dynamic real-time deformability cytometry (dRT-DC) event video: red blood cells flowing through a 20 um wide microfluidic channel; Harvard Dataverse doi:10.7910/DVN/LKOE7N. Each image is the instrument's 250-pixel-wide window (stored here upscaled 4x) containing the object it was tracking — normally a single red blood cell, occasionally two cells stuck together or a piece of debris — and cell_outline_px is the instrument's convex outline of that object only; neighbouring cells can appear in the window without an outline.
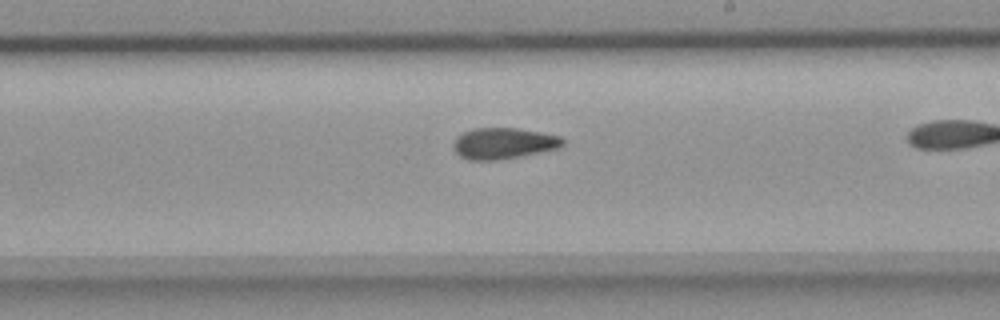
{"species": "common noctule bat (a hibernating species)", "species_latin": "Nyctalus noctula", "temperature_condition": "room temperature", "stored_images_in_passage": 32, "camera_frame_rate_fps": 3000, "um_per_image_px": 0.085, "animal": {"sex": "female", "body_mass_g": 18.4}, "frame": {"image": 1, "passage_image": 14, "time_ms": 4.333, "image_size_px": [1000, 320], "cell_outline_px": [[564, 144], [560, 148], [520, 156], [496, 160], [468, 160], [460, 156], [452, 148], [452, 144], [456, 136], [472, 128], [516, 128], [540, 132], [560, 136], [564, 140]], "centroid_in_image_um": [42.77, 12.18], "position_along_channel_um": 246.2, "area_um2": 19.94}}